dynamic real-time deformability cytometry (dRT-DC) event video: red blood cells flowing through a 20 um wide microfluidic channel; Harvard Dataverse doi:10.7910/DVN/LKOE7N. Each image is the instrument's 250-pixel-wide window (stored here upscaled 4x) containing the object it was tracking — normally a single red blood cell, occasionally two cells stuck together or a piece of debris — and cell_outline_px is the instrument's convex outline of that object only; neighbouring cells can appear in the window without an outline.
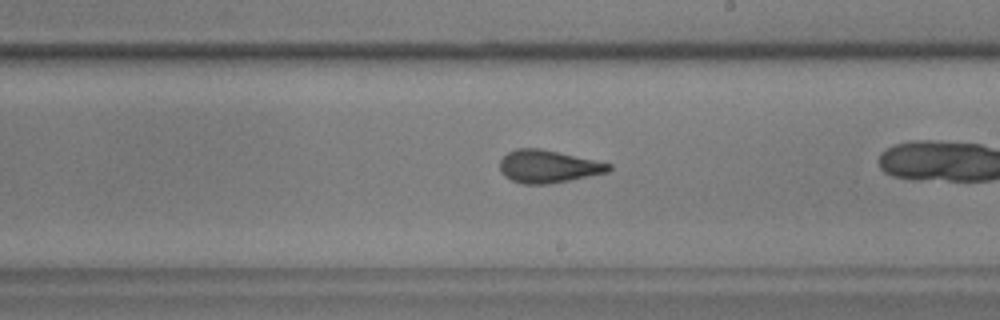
{"species": "common noctule bat (a hibernating species)", "species_latin": "Nyctalus noctula", "temperature_condition": "warm", "stored_images_in_passage": 33, "camera_frame_rate_fps": 3000, "um_per_image_px": 0.085, "animal": {"sex": "male", "body_mass_g": 17.9, "forearm_length_mm": 54.2}, "frame": {"image": 1, "passage_image": 14, "time_ms": 4.333, "image_size_px": [1000, 320], "cell_outline_px": [[612, 168], [608, 172], [548, 184], [524, 184], [512, 180], [504, 176], [500, 172], [500, 160], [508, 152], [516, 148], [540, 148], [612, 164]], "centroid_in_image_um": [46.56, 14.14], "position_along_channel_um": 242.4, "area_um2": 20.58}}
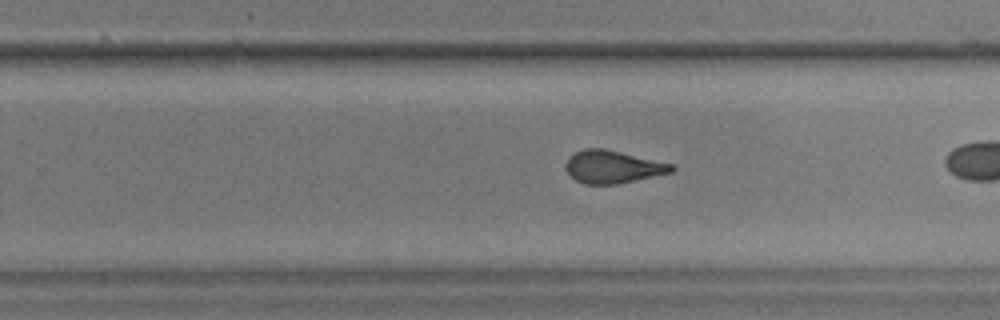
{"frame": {"image": 2, "passage_image": 17, "time_ms": 5.333, "image_size_px": [1000, 320], "cell_outline_px": [[676, 168], [672, 172], [616, 184], [584, 184], [576, 180], [564, 168], [564, 164], [568, 156], [584, 148], [604, 148], [672, 164]], "centroid_in_image_um": [52.04, 14.17], "position_along_channel_um": 277.8, "area_um2": 20.06}, "authors_computed_cell_mechanics": {"area_um2": 20.5768, "velocity_mm_per_s": 3.5456, "shape_relaxation_time_tau1_ms": 5.1604, "shape_relaxation_time_tau2_ms": 0.9977, "deformation_change_tau1": 0.1543, "deformation_change_tau2": 0.0681}}